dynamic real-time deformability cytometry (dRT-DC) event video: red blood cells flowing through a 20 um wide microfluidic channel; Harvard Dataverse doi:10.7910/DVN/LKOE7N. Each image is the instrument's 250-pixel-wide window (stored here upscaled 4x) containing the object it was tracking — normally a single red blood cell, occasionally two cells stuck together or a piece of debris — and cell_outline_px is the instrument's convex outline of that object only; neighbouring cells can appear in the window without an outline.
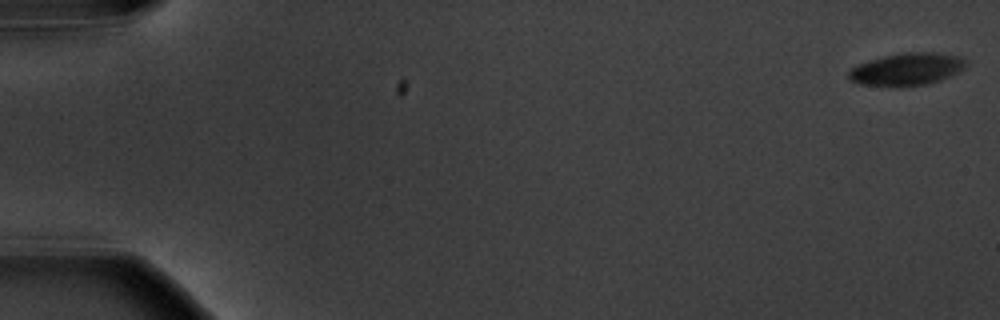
{"species": "common noctule bat (a hibernating species)", "species_latin": "Nyctalus noctula", "temperature_condition": "warm", "stored_images_in_passage": 6, "camera_frame_rate_fps": 3000, "um_per_image_px": 0.085, "animal": {"sex": "male", "body_mass_g": 20.1, "forearm_length_mm": 53.5}, "frame": {"image": 1, "passage_image": 1, "time_ms": 0.0, "image_size_px": [1000, 320], "cell_outline_px": [[968, 64], [960, 72], [940, 80], [924, 84], [900, 88], [860, 84], [848, 80], [848, 72], [856, 64], [868, 60], [884, 56], [904, 52], [932, 52], [960, 56], [968, 60]], "centroid_in_image_um": [77.07, 5.89], "position_along_channel_um": 7.9, "area_um2": 22.66}}
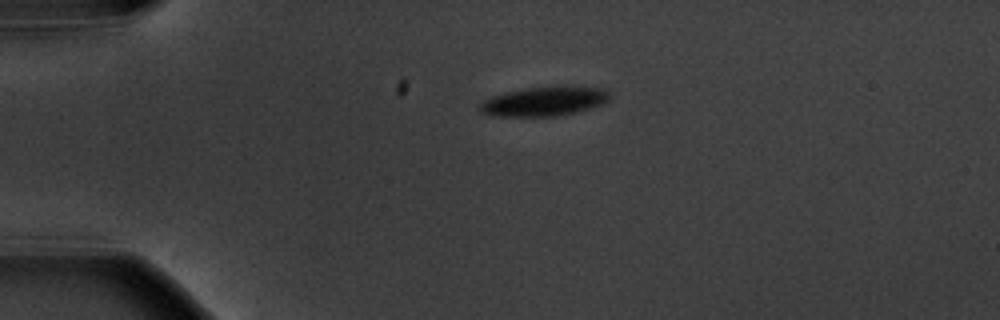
{"frame": {"image": 2, "passage_image": 5, "time_ms": 4.333, "image_size_px": [1000, 320], "cell_outline_px": [[612, 96], [608, 100], [600, 104], [576, 112], [556, 116], [492, 116], [480, 112], [476, 108], [484, 100], [492, 96], [504, 92], [552, 84], [568, 84], [604, 88]], "centroid_in_image_um": [46.26, 8.57], "position_along_channel_um": 38.7, "area_um2": 22.89}}